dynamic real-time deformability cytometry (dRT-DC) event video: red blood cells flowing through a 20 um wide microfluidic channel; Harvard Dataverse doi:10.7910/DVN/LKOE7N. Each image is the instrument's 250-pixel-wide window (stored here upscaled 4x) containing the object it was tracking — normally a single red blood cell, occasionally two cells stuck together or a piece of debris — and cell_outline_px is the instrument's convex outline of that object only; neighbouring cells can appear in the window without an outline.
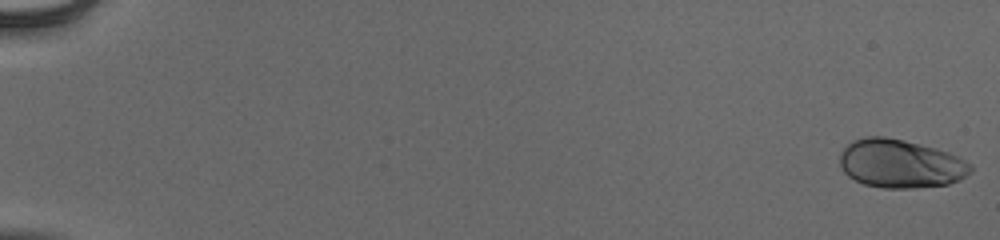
{"species": "human", "species_latin": "Homo sapiens", "temperature_condition": "cold", "stored_images_in_passage": 55, "camera_frame_rate_fps": 3000, "um_per_image_px": 0.085, "donor": {"sex": "male"}, "frame": {"image": 1, "passage_image": 1, "time_ms": 0.0, "image_size_px": [1000, 240], "cell_outline_px": [[972, 172], [960, 180], [948, 184], [912, 188], [884, 188], [864, 184], [848, 176], [840, 168], [840, 152], [852, 140], [868, 136], [884, 136], [904, 140], [936, 148], [960, 156], [972, 164]], "centroid_in_image_um": [76.56, 13.91], "position_along_channel_um": 8.4, "area_um2": 37.28}}
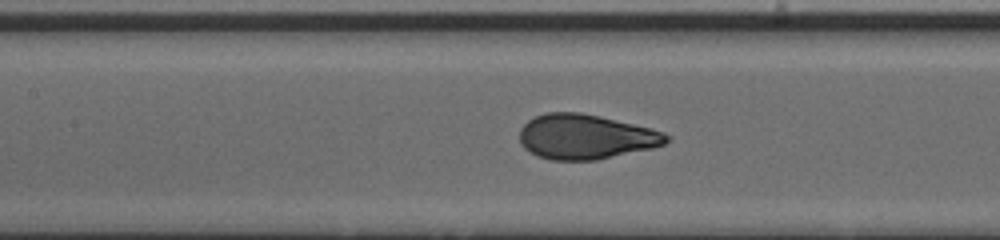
{"frame": {"image": 2, "passage_image": 28, "time_ms": 9.0, "image_size_px": [1000, 240], "cell_outline_px": [[672, 140], [664, 144], [652, 148], [596, 160], [552, 160], [540, 156], [524, 148], [520, 144], [520, 128], [528, 120], [544, 112], [580, 112], [600, 116], [652, 128], [664, 132], [672, 136]], "centroid_in_image_um": [49.81, 11.61], "position_along_channel_um": 157.6, "area_um2": 38.49}}
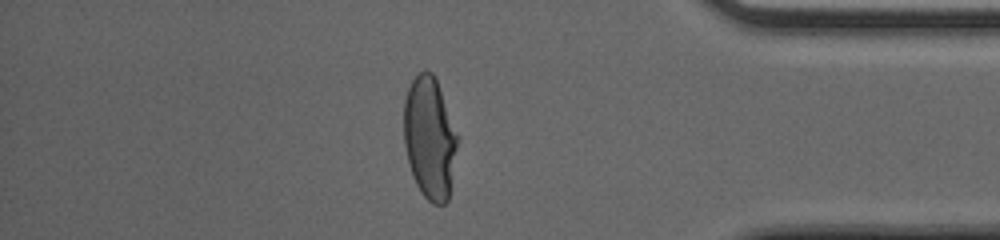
{"frame": {"image": 3, "passage_image": 48, "time_ms": 15.667, "image_size_px": [1000, 240], "cell_outline_px": [[460, 136], [448, 200], [444, 204], [432, 204], [420, 192], [416, 184], [408, 160], [404, 144], [404, 100], [408, 88], [412, 80], [424, 68], [432, 72], [436, 80]], "centroid_in_image_um": [36.54, 11.72], "position_along_channel_um": 398.7, "area_um2": 38.49}, "authors_computed_cell_mechanics": {"area_um2": 37.6856, "velocity_mm_per_s": 3.9405, "shape_relaxation_time_tau1_ms": 3.9374, "shape_relaxation_time_tau2_ms": null, "deformation_change_tau1": 0.1891, "deformation_change_tau2": null}}